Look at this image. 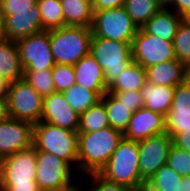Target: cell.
<instances>
[{
	"label": "cell",
	"mask_w": 190,
	"mask_h": 191,
	"mask_svg": "<svg viewBox=\"0 0 190 191\" xmlns=\"http://www.w3.org/2000/svg\"><path fill=\"white\" fill-rule=\"evenodd\" d=\"M123 139L111 126L95 132H78V173H99Z\"/></svg>",
	"instance_id": "obj_1"
},
{
	"label": "cell",
	"mask_w": 190,
	"mask_h": 191,
	"mask_svg": "<svg viewBox=\"0 0 190 191\" xmlns=\"http://www.w3.org/2000/svg\"><path fill=\"white\" fill-rule=\"evenodd\" d=\"M99 174L134 191H144L146 183L140 177L138 141L123 137Z\"/></svg>",
	"instance_id": "obj_2"
},
{
	"label": "cell",
	"mask_w": 190,
	"mask_h": 191,
	"mask_svg": "<svg viewBox=\"0 0 190 191\" xmlns=\"http://www.w3.org/2000/svg\"><path fill=\"white\" fill-rule=\"evenodd\" d=\"M36 148L0 160V191H41L36 182Z\"/></svg>",
	"instance_id": "obj_3"
},
{
	"label": "cell",
	"mask_w": 190,
	"mask_h": 191,
	"mask_svg": "<svg viewBox=\"0 0 190 191\" xmlns=\"http://www.w3.org/2000/svg\"><path fill=\"white\" fill-rule=\"evenodd\" d=\"M33 146L70 164L78 172V132L38 122L33 127Z\"/></svg>",
	"instance_id": "obj_4"
},
{
	"label": "cell",
	"mask_w": 190,
	"mask_h": 191,
	"mask_svg": "<svg viewBox=\"0 0 190 191\" xmlns=\"http://www.w3.org/2000/svg\"><path fill=\"white\" fill-rule=\"evenodd\" d=\"M50 49L56 64L75 65L90 54L91 27L64 26L49 31Z\"/></svg>",
	"instance_id": "obj_5"
},
{
	"label": "cell",
	"mask_w": 190,
	"mask_h": 191,
	"mask_svg": "<svg viewBox=\"0 0 190 191\" xmlns=\"http://www.w3.org/2000/svg\"><path fill=\"white\" fill-rule=\"evenodd\" d=\"M36 166V182L41 191L80 189V181L74 182L73 177L77 171L54 154L36 148Z\"/></svg>",
	"instance_id": "obj_6"
},
{
	"label": "cell",
	"mask_w": 190,
	"mask_h": 191,
	"mask_svg": "<svg viewBox=\"0 0 190 191\" xmlns=\"http://www.w3.org/2000/svg\"><path fill=\"white\" fill-rule=\"evenodd\" d=\"M131 44L92 35L90 55L102 67L107 88L133 61Z\"/></svg>",
	"instance_id": "obj_7"
},
{
	"label": "cell",
	"mask_w": 190,
	"mask_h": 191,
	"mask_svg": "<svg viewBox=\"0 0 190 191\" xmlns=\"http://www.w3.org/2000/svg\"><path fill=\"white\" fill-rule=\"evenodd\" d=\"M92 35L105 39L132 43L138 27L127 14L124 6L94 11Z\"/></svg>",
	"instance_id": "obj_8"
},
{
	"label": "cell",
	"mask_w": 190,
	"mask_h": 191,
	"mask_svg": "<svg viewBox=\"0 0 190 191\" xmlns=\"http://www.w3.org/2000/svg\"><path fill=\"white\" fill-rule=\"evenodd\" d=\"M7 104L9 117L30 121L33 124L40 122L43 97L24 79L10 84Z\"/></svg>",
	"instance_id": "obj_9"
},
{
	"label": "cell",
	"mask_w": 190,
	"mask_h": 191,
	"mask_svg": "<svg viewBox=\"0 0 190 191\" xmlns=\"http://www.w3.org/2000/svg\"><path fill=\"white\" fill-rule=\"evenodd\" d=\"M16 44L24 71H43L52 69L56 64L50 49L49 31L31 34L16 41Z\"/></svg>",
	"instance_id": "obj_10"
},
{
	"label": "cell",
	"mask_w": 190,
	"mask_h": 191,
	"mask_svg": "<svg viewBox=\"0 0 190 191\" xmlns=\"http://www.w3.org/2000/svg\"><path fill=\"white\" fill-rule=\"evenodd\" d=\"M132 59L144 68L176 59L173 41L145 33L138 29L132 41Z\"/></svg>",
	"instance_id": "obj_11"
},
{
	"label": "cell",
	"mask_w": 190,
	"mask_h": 191,
	"mask_svg": "<svg viewBox=\"0 0 190 191\" xmlns=\"http://www.w3.org/2000/svg\"><path fill=\"white\" fill-rule=\"evenodd\" d=\"M173 139L167 134H159L138 141L140 177L146 183L156 171L167 164Z\"/></svg>",
	"instance_id": "obj_12"
},
{
	"label": "cell",
	"mask_w": 190,
	"mask_h": 191,
	"mask_svg": "<svg viewBox=\"0 0 190 191\" xmlns=\"http://www.w3.org/2000/svg\"><path fill=\"white\" fill-rule=\"evenodd\" d=\"M33 127L30 121L8 117L0 121V160L33 146Z\"/></svg>",
	"instance_id": "obj_13"
},
{
	"label": "cell",
	"mask_w": 190,
	"mask_h": 191,
	"mask_svg": "<svg viewBox=\"0 0 190 191\" xmlns=\"http://www.w3.org/2000/svg\"><path fill=\"white\" fill-rule=\"evenodd\" d=\"M41 122L78 131L79 113L72 109L62 92H53L43 97Z\"/></svg>",
	"instance_id": "obj_14"
},
{
	"label": "cell",
	"mask_w": 190,
	"mask_h": 191,
	"mask_svg": "<svg viewBox=\"0 0 190 191\" xmlns=\"http://www.w3.org/2000/svg\"><path fill=\"white\" fill-rule=\"evenodd\" d=\"M41 31V14L36 3L28 10L12 11V15H4V39L18 41Z\"/></svg>",
	"instance_id": "obj_15"
},
{
	"label": "cell",
	"mask_w": 190,
	"mask_h": 191,
	"mask_svg": "<svg viewBox=\"0 0 190 191\" xmlns=\"http://www.w3.org/2000/svg\"><path fill=\"white\" fill-rule=\"evenodd\" d=\"M163 133H166L165 116L141 107L133 112L123 137L128 140L140 141Z\"/></svg>",
	"instance_id": "obj_16"
},
{
	"label": "cell",
	"mask_w": 190,
	"mask_h": 191,
	"mask_svg": "<svg viewBox=\"0 0 190 191\" xmlns=\"http://www.w3.org/2000/svg\"><path fill=\"white\" fill-rule=\"evenodd\" d=\"M166 133L172 137L190 128V81L175 86L170 110L165 115Z\"/></svg>",
	"instance_id": "obj_17"
},
{
	"label": "cell",
	"mask_w": 190,
	"mask_h": 191,
	"mask_svg": "<svg viewBox=\"0 0 190 191\" xmlns=\"http://www.w3.org/2000/svg\"><path fill=\"white\" fill-rule=\"evenodd\" d=\"M73 68L77 85L95 91L100 97L107 92L103 69L92 55L82 57Z\"/></svg>",
	"instance_id": "obj_18"
},
{
	"label": "cell",
	"mask_w": 190,
	"mask_h": 191,
	"mask_svg": "<svg viewBox=\"0 0 190 191\" xmlns=\"http://www.w3.org/2000/svg\"><path fill=\"white\" fill-rule=\"evenodd\" d=\"M146 80L153 85L175 87L188 79L189 69L176 59L145 68Z\"/></svg>",
	"instance_id": "obj_19"
},
{
	"label": "cell",
	"mask_w": 190,
	"mask_h": 191,
	"mask_svg": "<svg viewBox=\"0 0 190 191\" xmlns=\"http://www.w3.org/2000/svg\"><path fill=\"white\" fill-rule=\"evenodd\" d=\"M183 16L171 9H161L141 29L151 35L173 41Z\"/></svg>",
	"instance_id": "obj_20"
},
{
	"label": "cell",
	"mask_w": 190,
	"mask_h": 191,
	"mask_svg": "<svg viewBox=\"0 0 190 191\" xmlns=\"http://www.w3.org/2000/svg\"><path fill=\"white\" fill-rule=\"evenodd\" d=\"M175 87L167 85H153L145 81L140 89L144 100V107L152 111L163 114L164 116L170 110L174 97Z\"/></svg>",
	"instance_id": "obj_21"
},
{
	"label": "cell",
	"mask_w": 190,
	"mask_h": 191,
	"mask_svg": "<svg viewBox=\"0 0 190 191\" xmlns=\"http://www.w3.org/2000/svg\"><path fill=\"white\" fill-rule=\"evenodd\" d=\"M16 41L0 39V76L13 83L23 78Z\"/></svg>",
	"instance_id": "obj_22"
},
{
	"label": "cell",
	"mask_w": 190,
	"mask_h": 191,
	"mask_svg": "<svg viewBox=\"0 0 190 191\" xmlns=\"http://www.w3.org/2000/svg\"><path fill=\"white\" fill-rule=\"evenodd\" d=\"M65 26L91 27L93 22L92 0H60Z\"/></svg>",
	"instance_id": "obj_23"
},
{
	"label": "cell",
	"mask_w": 190,
	"mask_h": 191,
	"mask_svg": "<svg viewBox=\"0 0 190 191\" xmlns=\"http://www.w3.org/2000/svg\"><path fill=\"white\" fill-rule=\"evenodd\" d=\"M100 101L106 108L109 126L124 133L133 111L108 91L101 97Z\"/></svg>",
	"instance_id": "obj_24"
},
{
	"label": "cell",
	"mask_w": 190,
	"mask_h": 191,
	"mask_svg": "<svg viewBox=\"0 0 190 191\" xmlns=\"http://www.w3.org/2000/svg\"><path fill=\"white\" fill-rule=\"evenodd\" d=\"M146 81V70L132 61L107 91H140Z\"/></svg>",
	"instance_id": "obj_25"
},
{
	"label": "cell",
	"mask_w": 190,
	"mask_h": 191,
	"mask_svg": "<svg viewBox=\"0 0 190 191\" xmlns=\"http://www.w3.org/2000/svg\"><path fill=\"white\" fill-rule=\"evenodd\" d=\"M182 178L168 164H164L146 182L144 191H180Z\"/></svg>",
	"instance_id": "obj_26"
},
{
	"label": "cell",
	"mask_w": 190,
	"mask_h": 191,
	"mask_svg": "<svg viewBox=\"0 0 190 191\" xmlns=\"http://www.w3.org/2000/svg\"><path fill=\"white\" fill-rule=\"evenodd\" d=\"M124 8L138 29L161 10L156 0H125Z\"/></svg>",
	"instance_id": "obj_27"
},
{
	"label": "cell",
	"mask_w": 190,
	"mask_h": 191,
	"mask_svg": "<svg viewBox=\"0 0 190 191\" xmlns=\"http://www.w3.org/2000/svg\"><path fill=\"white\" fill-rule=\"evenodd\" d=\"M108 115L104 104L99 101L96 105L79 114L77 132H95L108 127Z\"/></svg>",
	"instance_id": "obj_28"
},
{
	"label": "cell",
	"mask_w": 190,
	"mask_h": 191,
	"mask_svg": "<svg viewBox=\"0 0 190 191\" xmlns=\"http://www.w3.org/2000/svg\"><path fill=\"white\" fill-rule=\"evenodd\" d=\"M41 14L43 30L50 31L65 26L60 0H36Z\"/></svg>",
	"instance_id": "obj_29"
},
{
	"label": "cell",
	"mask_w": 190,
	"mask_h": 191,
	"mask_svg": "<svg viewBox=\"0 0 190 191\" xmlns=\"http://www.w3.org/2000/svg\"><path fill=\"white\" fill-rule=\"evenodd\" d=\"M62 93L72 109L79 114L96 105L101 99L95 91L85 89L77 84Z\"/></svg>",
	"instance_id": "obj_30"
},
{
	"label": "cell",
	"mask_w": 190,
	"mask_h": 191,
	"mask_svg": "<svg viewBox=\"0 0 190 191\" xmlns=\"http://www.w3.org/2000/svg\"><path fill=\"white\" fill-rule=\"evenodd\" d=\"M173 46L177 60L190 70V18H184L180 23Z\"/></svg>",
	"instance_id": "obj_31"
},
{
	"label": "cell",
	"mask_w": 190,
	"mask_h": 191,
	"mask_svg": "<svg viewBox=\"0 0 190 191\" xmlns=\"http://www.w3.org/2000/svg\"><path fill=\"white\" fill-rule=\"evenodd\" d=\"M22 79L31 85L42 97L55 92L52 69L43 71H24Z\"/></svg>",
	"instance_id": "obj_32"
},
{
	"label": "cell",
	"mask_w": 190,
	"mask_h": 191,
	"mask_svg": "<svg viewBox=\"0 0 190 191\" xmlns=\"http://www.w3.org/2000/svg\"><path fill=\"white\" fill-rule=\"evenodd\" d=\"M52 76L56 92H64L76 84L73 65L55 64Z\"/></svg>",
	"instance_id": "obj_33"
},
{
	"label": "cell",
	"mask_w": 190,
	"mask_h": 191,
	"mask_svg": "<svg viewBox=\"0 0 190 191\" xmlns=\"http://www.w3.org/2000/svg\"><path fill=\"white\" fill-rule=\"evenodd\" d=\"M83 176L87 177L85 178L86 181H83V184L81 182V185H83V187H80L81 191H134L126 185L106 180L99 173L83 174ZM87 178L91 180V184L89 186L86 185L88 188H84V182H87Z\"/></svg>",
	"instance_id": "obj_34"
},
{
	"label": "cell",
	"mask_w": 190,
	"mask_h": 191,
	"mask_svg": "<svg viewBox=\"0 0 190 191\" xmlns=\"http://www.w3.org/2000/svg\"><path fill=\"white\" fill-rule=\"evenodd\" d=\"M167 164L180 176H189L190 152L173 145L167 158Z\"/></svg>",
	"instance_id": "obj_35"
},
{
	"label": "cell",
	"mask_w": 190,
	"mask_h": 191,
	"mask_svg": "<svg viewBox=\"0 0 190 191\" xmlns=\"http://www.w3.org/2000/svg\"><path fill=\"white\" fill-rule=\"evenodd\" d=\"M112 93L126 106L130 107L131 111L144 107V100L140 91H108Z\"/></svg>",
	"instance_id": "obj_36"
},
{
	"label": "cell",
	"mask_w": 190,
	"mask_h": 191,
	"mask_svg": "<svg viewBox=\"0 0 190 191\" xmlns=\"http://www.w3.org/2000/svg\"><path fill=\"white\" fill-rule=\"evenodd\" d=\"M3 16L12 15V11H22L32 8L36 0H1Z\"/></svg>",
	"instance_id": "obj_37"
},
{
	"label": "cell",
	"mask_w": 190,
	"mask_h": 191,
	"mask_svg": "<svg viewBox=\"0 0 190 191\" xmlns=\"http://www.w3.org/2000/svg\"><path fill=\"white\" fill-rule=\"evenodd\" d=\"M173 145L190 152V128L183 129L182 132L175 133L172 137Z\"/></svg>",
	"instance_id": "obj_38"
},
{
	"label": "cell",
	"mask_w": 190,
	"mask_h": 191,
	"mask_svg": "<svg viewBox=\"0 0 190 191\" xmlns=\"http://www.w3.org/2000/svg\"><path fill=\"white\" fill-rule=\"evenodd\" d=\"M94 11L124 6L125 0H92Z\"/></svg>",
	"instance_id": "obj_39"
},
{
	"label": "cell",
	"mask_w": 190,
	"mask_h": 191,
	"mask_svg": "<svg viewBox=\"0 0 190 191\" xmlns=\"http://www.w3.org/2000/svg\"><path fill=\"white\" fill-rule=\"evenodd\" d=\"M170 9L184 18H190V0H174V5Z\"/></svg>",
	"instance_id": "obj_40"
},
{
	"label": "cell",
	"mask_w": 190,
	"mask_h": 191,
	"mask_svg": "<svg viewBox=\"0 0 190 191\" xmlns=\"http://www.w3.org/2000/svg\"><path fill=\"white\" fill-rule=\"evenodd\" d=\"M9 117L7 97L0 96V121Z\"/></svg>",
	"instance_id": "obj_41"
},
{
	"label": "cell",
	"mask_w": 190,
	"mask_h": 191,
	"mask_svg": "<svg viewBox=\"0 0 190 191\" xmlns=\"http://www.w3.org/2000/svg\"><path fill=\"white\" fill-rule=\"evenodd\" d=\"M10 84L9 81L0 76V96L7 97Z\"/></svg>",
	"instance_id": "obj_42"
},
{
	"label": "cell",
	"mask_w": 190,
	"mask_h": 191,
	"mask_svg": "<svg viewBox=\"0 0 190 191\" xmlns=\"http://www.w3.org/2000/svg\"><path fill=\"white\" fill-rule=\"evenodd\" d=\"M180 191H190V176H183Z\"/></svg>",
	"instance_id": "obj_43"
},
{
	"label": "cell",
	"mask_w": 190,
	"mask_h": 191,
	"mask_svg": "<svg viewBox=\"0 0 190 191\" xmlns=\"http://www.w3.org/2000/svg\"><path fill=\"white\" fill-rule=\"evenodd\" d=\"M161 9H170L174 5V0H156Z\"/></svg>",
	"instance_id": "obj_44"
},
{
	"label": "cell",
	"mask_w": 190,
	"mask_h": 191,
	"mask_svg": "<svg viewBox=\"0 0 190 191\" xmlns=\"http://www.w3.org/2000/svg\"><path fill=\"white\" fill-rule=\"evenodd\" d=\"M4 16L2 9V1L0 0V39L3 38Z\"/></svg>",
	"instance_id": "obj_45"
},
{
	"label": "cell",
	"mask_w": 190,
	"mask_h": 191,
	"mask_svg": "<svg viewBox=\"0 0 190 191\" xmlns=\"http://www.w3.org/2000/svg\"><path fill=\"white\" fill-rule=\"evenodd\" d=\"M64 191H81L80 189H67V190H64Z\"/></svg>",
	"instance_id": "obj_46"
}]
</instances>
